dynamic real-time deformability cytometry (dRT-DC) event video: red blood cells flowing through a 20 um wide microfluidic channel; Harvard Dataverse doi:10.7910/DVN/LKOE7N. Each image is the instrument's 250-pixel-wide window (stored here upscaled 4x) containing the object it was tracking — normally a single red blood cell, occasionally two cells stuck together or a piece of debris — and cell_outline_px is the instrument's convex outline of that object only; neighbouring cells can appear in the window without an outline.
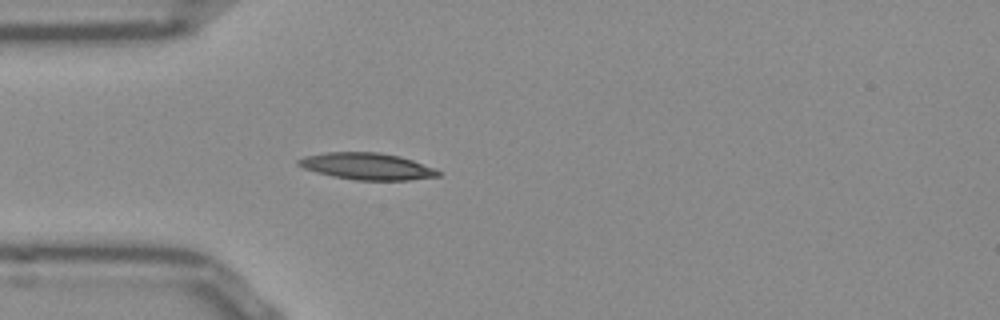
{"species": "Egyptian fruit bat (a non-hibernating species)", "species_latin": "Rousettus aegyptiacus", "temperature_condition": "room temperature", "stored_images_in_passage": 39, "camera_frame_rate_fps": 3000, "um_per_image_px": 0.085, "frame": {"image": 1, "passage_image": 1, "time_ms": 0.0, "image_size_px": [1000, 320], "cell_outline_px": [[440, 176], [408, 180], [356, 180], [332, 176], [316, 172], [304, 168], [296, 164], [296, 160], [304, 156], [324, 152], [380, 152], [400, 156], [412, 160], [432, 168], [440, 172]], "centroid_in_image_um": [31.14, 14.13], "position_along_channel_um": 53.9, "area_um2": 21.73}}
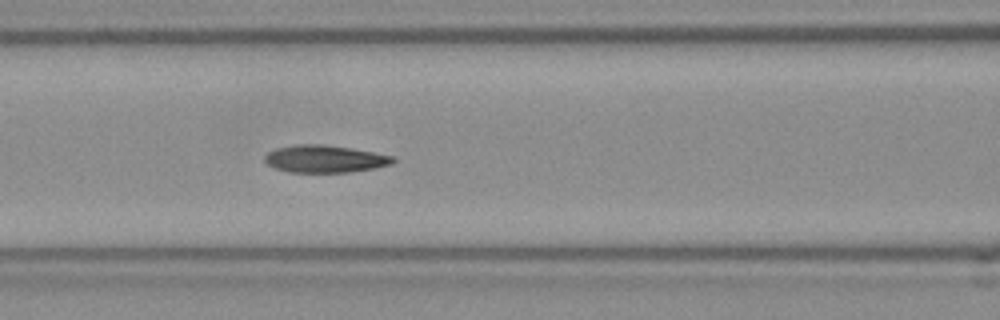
{"frame": {"image": 2, "passage_image": 8, "time_ms": 2.333, "image_size_px": [1000, 320], "cell_outline_px": [[396, 160], [392, 164], [376, 168], [348, 172], [288, 172], [276, 168], [268, 164], [264, 160], [264, 156], [268, 152], [276, 148], [296, 144], [320, 144], [352, 148], [396, 156]], "centroid_in_image_um": [27.65, 13.5], "position_along_channel_um": 139.0, "area_um2": 20.58}}
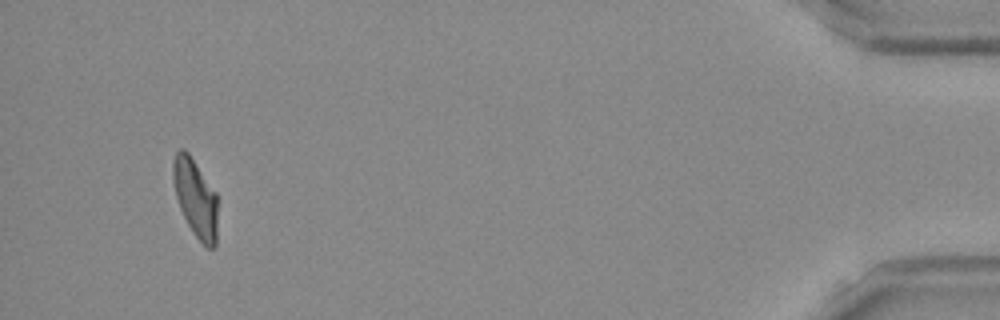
{"frame": {"image": 3, "passage_image": 36, "time_ms": 11.667, "image_size_px": [1000, 320], "cell_outline_px": [[216, 244], [212, 248], [208, 248], [192, 232], [180, 208], [176, 196], [172, 180], [172, 160], [176, 152], [180, 148], [184, 148], [188, 152], [216, 192]], "centroid_in_image_um": [16.58, 16.78], "position_along_channel_um": 418.6, "area_um2": 20.11}, "authors_computed_cell_mechanics": {"area_um2": 20.6346, "velocity_mm_per_s": 3.8491, "shape_relaxation_time_tau1_ms": null, "shape_relaxation_time_tau2_ms": 2.1218, "deformation_change_tau1": null, "deformation_change_tau2": 0.0819}}